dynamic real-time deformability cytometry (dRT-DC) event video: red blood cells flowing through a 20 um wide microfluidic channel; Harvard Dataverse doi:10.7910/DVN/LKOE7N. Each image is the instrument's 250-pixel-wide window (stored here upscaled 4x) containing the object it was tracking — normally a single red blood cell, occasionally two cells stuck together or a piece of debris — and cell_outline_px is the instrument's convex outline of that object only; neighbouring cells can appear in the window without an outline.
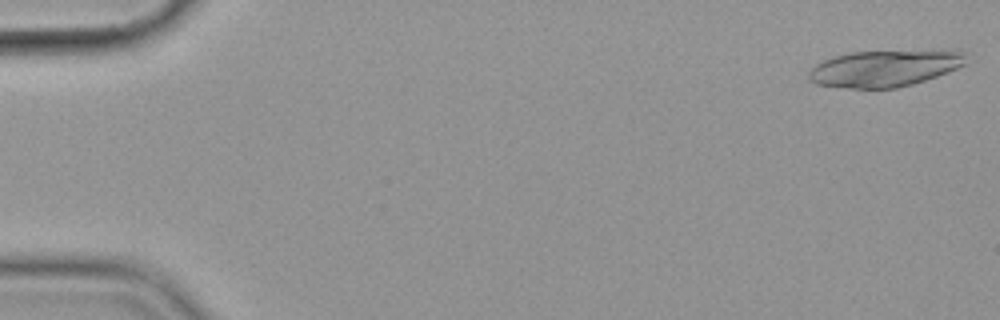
{"species": "common noctule bat (a hibernating species)", "species_latin": "Nyctalus noctula", "temperature_condition": "cold", "stored_images_in_passage": 19, "camera_frame_rate_fps": 3000, "um_per_image_px": 0.085, "animal": {"sex": "female", "body_mass_g": 19.9}, "frame": {"image": 1, "passage_image": 1, "time_ms": 0.0, "image_size_px": [1000, 320], "cell_outline_px": [[964, 64], [956, 68], [936, 76], [912, 84], [896, 88], [848, 88], [816, 84], [808, 80], [808, 72], [816, 64], [832, 56], [852, 52], [956, 48], [964, 52]], "centroid_in_image_um": [75.21, 5.77], "position_along_channel_um": 9.8, "area_um2": 34.04}}